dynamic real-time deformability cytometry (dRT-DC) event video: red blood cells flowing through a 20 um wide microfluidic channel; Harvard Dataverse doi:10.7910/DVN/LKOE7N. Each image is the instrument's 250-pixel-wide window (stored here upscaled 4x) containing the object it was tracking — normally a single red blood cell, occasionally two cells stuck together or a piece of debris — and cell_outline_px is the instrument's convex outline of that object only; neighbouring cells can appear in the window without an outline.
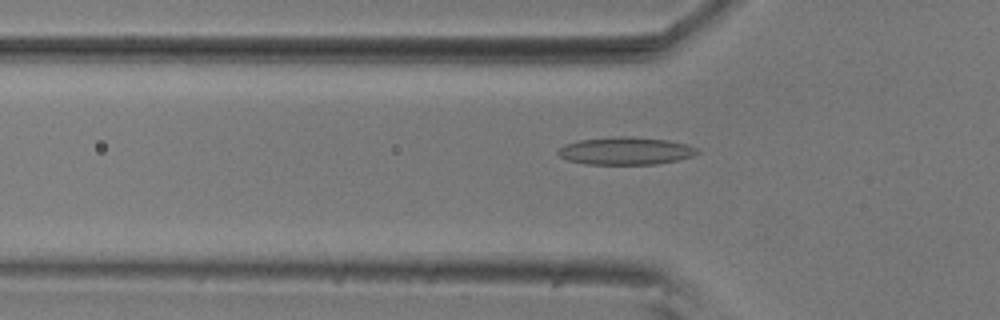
{"species": "common noctule bat (a hibernating species)", "species_latin": "Nyctalus noctula", "temperature_condition": "room temperature", "stored_images_in_passage": 55, "camera_frame_rate_fps": 3000, "um_per_image_px": 0.085, "animal": {"sex": "male", "body_mass_g": 20.5, "forearm_length_mm": 52.5}, "frame": {"image": 1, "passage_image": 17, "time_ms": 5.333, "image_size_px": [1000, 320], "cell_outline_px": [[700, 152], [692, 156], [676, 160], [656, 164], [584, 164], [568, 160], [560, 156], [556, 152], [564, 144], [580, 140], [616, 136], [632, 136], [668, 140], [688, 144], [700, 148]], "centroid_in_image_um": [53.21, 12.82], "position_along_channel_um": 72.6, "area_um2": 22.54}}
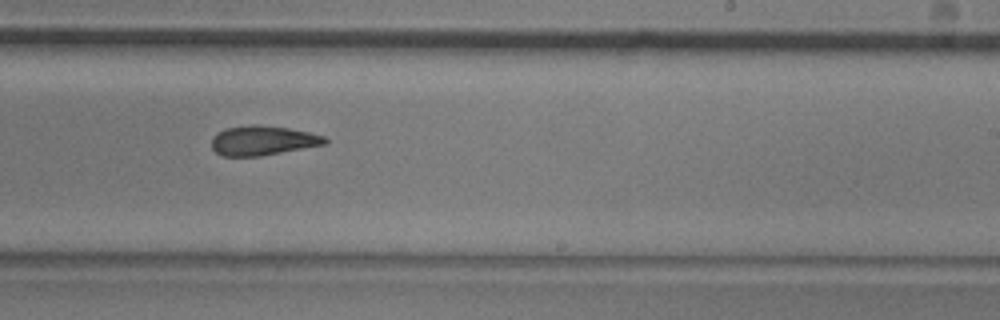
{"frame": {"image": 2, "passage_image": 33, "time_ms": 10.667, "image_size_px": [1000, 320], "cell_outline_px": [[328, 144], [260, 156], [220, 156], [212, 148], [212, 136], [216, 132], [224, 128], [248, 124], [260, 124], [288, 128], [308, 132], [324, 136], [328, 140]], "centroid_in_image_um": [22.31, 11.93], "position_along_channel_um": 266.7, "area_um2": 19.83}}
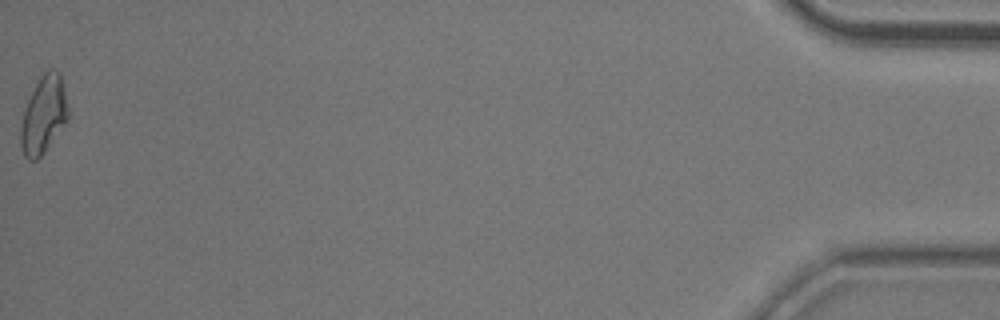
{"frame": {"image": 3, "passage_image": 55, "time_ms": 18.0, "image_size_px": [1000, 320], "cell_outline_px": [[68, 116], [64, 124], [44, 152], [36, 160], [28, 160], [24, 156], [20, 144], [20, 128], [24, 112], [28, 100], [40, 76], [48, 68], [56, 68], [60, 72], [68, 108]], "centroid_in_image_um": [3.7, 9.74], "position_along_channel_um": 431.5, "area_um2": 21.1}, "authors_computed_cell_mechanics": {"area_um2": 20.519, "velocity_mm_per_s": 3.6202, "shape_relaxation_time_tau1_ms": null, "shape_relaxation_time_tau2_ms": 5.2445, "deformation_change_tau1": null, "deformation_change_tau2": 0.1424}}